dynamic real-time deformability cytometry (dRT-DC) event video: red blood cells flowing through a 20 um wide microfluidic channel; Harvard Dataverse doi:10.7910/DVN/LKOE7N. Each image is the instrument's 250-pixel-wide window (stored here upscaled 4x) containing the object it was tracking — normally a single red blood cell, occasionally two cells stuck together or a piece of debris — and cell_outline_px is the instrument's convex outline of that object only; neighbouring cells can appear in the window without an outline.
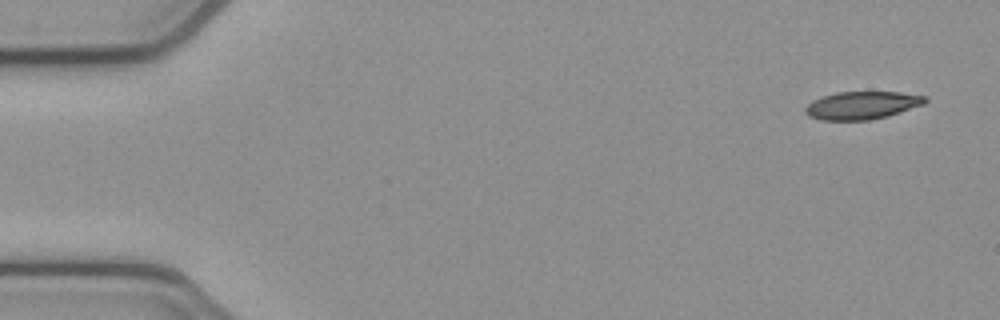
{"species": "common noctule bat (a hibernating species)", "species_latin": "Nyctalus noctula", "temperature_condition": "cold", "stored_images_in_passage": 4, "camera_frame_rate_fps": 3000, "um_per_image_px": 0.085, "animal": {"sex": "female", "body_mass_g": 21.9}, "frame": {"image": 1, "passage_image": 1, "time_ms": 0.0, "image_size_px": [1000, 320], "cell_outline_px": [[928, 100], [924, 104], [888, 116], [868, 120], [820, 120], [808, 116], [804, 112], [804, 108], [812, 100], [836, 92], [900, 92], [928, 96]], "centroid_in_image_um": [73.27, 8.95], "position_along_channel_um": 11.7, "area_um2": 19.54}}